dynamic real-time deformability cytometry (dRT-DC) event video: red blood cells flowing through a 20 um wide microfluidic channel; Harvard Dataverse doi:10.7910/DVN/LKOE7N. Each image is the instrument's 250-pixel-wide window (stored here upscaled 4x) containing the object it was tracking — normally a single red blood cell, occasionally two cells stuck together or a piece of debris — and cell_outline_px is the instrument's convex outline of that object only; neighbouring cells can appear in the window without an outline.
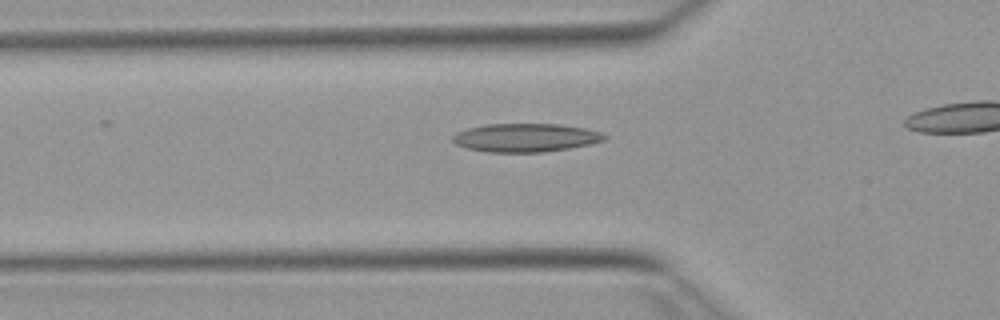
{"species": "Egyptian fruit bat (a non-hibernating species)", "species_latin": "Rousettus aegyptiacus", "temperature_condition": "warm", "stored_images_in_passage": 33, "camera_frame_rate_fps": 3000, "um_per_image_px": 0.085, "animal": {"sex": "female"}, "frame": {"image": 1, "passage_image": 8, "time_ms": 2.333, "image_size_px": [1000, 320], "cell_outline_px": [[608, 136], [604, 140], [592, 144], [544, 152], [488, 152], [468, 148], [456, 144], [452, 140], [452, 136], [456, 132], [468, 128], [484, 124], [560, 124], [584, 128], [600, 132]], "centroid_in_image_um": [44.67, 11.7], "position_along_channel_um": 81.1, "area_um2": 25.14}}
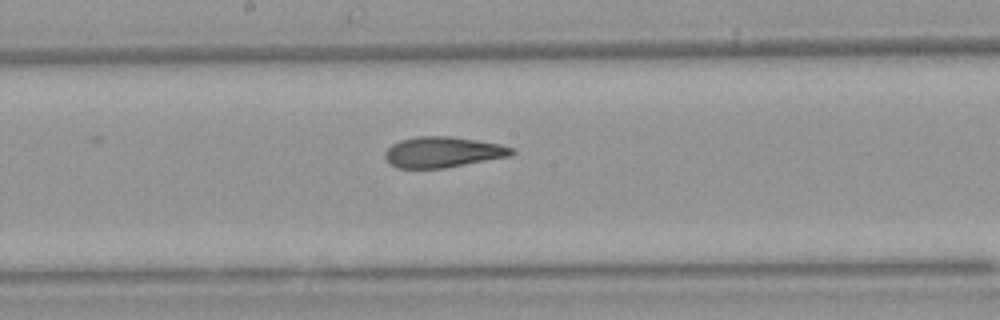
{"frame": {"image": 2, "passage_image": 18, "time_ms": 5.667, "image_size_px": [1000, 320], "cell_outline_px": [[516, 152], [512, 156], [444, 168], [396, 168], [384, 156], [384, 152], [392, 144], [400, 140], [416, 136], [448, 136], [476, 140], [500, 144], [512, 148]], "centroid_in_image_um": [37.65, 12.93], "position_along_channel_um": 210.5, "area_um2": 22.66}}
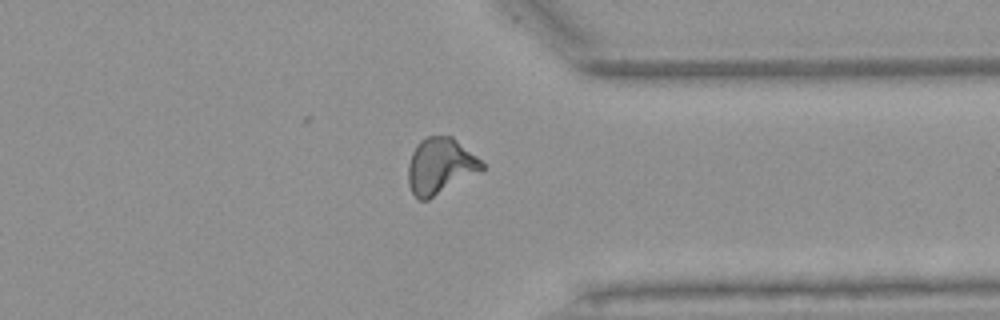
{"frame": {"image": 3, "passage_image": 31, "time_ms": 10.0, "image_size_px": [1000, 320], "cell_outline_px": [[484, 168], [428, 200], [420, 200], [412, 192], [408, 184], [408, 164], [412, 152], [416, 144], [420, 140], [428, 136], [452, 136], [476, 156], [484, 164]], "centroid_in_image_um": [37.37, 14.09], "position_along_channel_um": 374.0, "area_um2": 23.7}}